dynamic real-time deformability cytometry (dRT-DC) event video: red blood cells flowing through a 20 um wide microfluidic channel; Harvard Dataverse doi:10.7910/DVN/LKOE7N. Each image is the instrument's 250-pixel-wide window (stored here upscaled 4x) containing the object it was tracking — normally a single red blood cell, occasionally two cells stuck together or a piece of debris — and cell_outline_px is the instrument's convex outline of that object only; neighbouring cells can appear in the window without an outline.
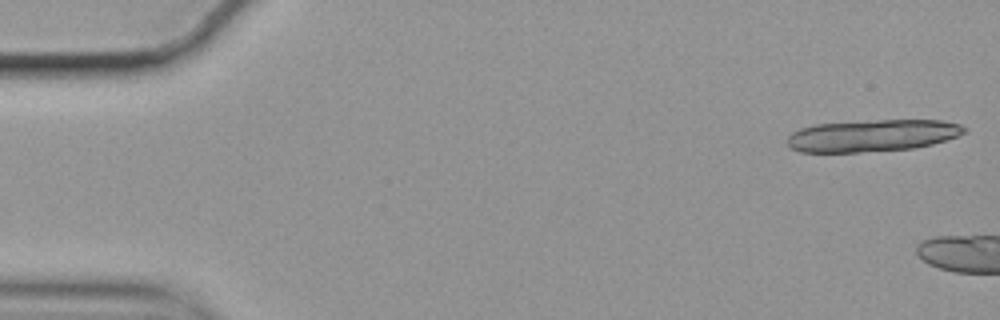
{"species": "common noctule bat (a hibernating species)", "species_latin": "Nyctalus noctula", "temperature_condition": "cold", "stored_images_in_passage": 6, "camera_frame_rate_fps": 3000, "um_per_image_px": 0.085, "animal": {"sex": "female", "body_mass_g": 19.9}, "frame": {"image": 1, "passage_image": 1, "time_ms": 0.0, "image_size_px": [1000, 320], "cell_outline_px": [[968, 132], [932, 144], [916, 148], [860, 152], [800, 152], [792, 148], [788, 144], [788, 136], [792, 132], [800, 128], [816, 124], [880, 120], [940, 120], [960, 124], [968, 128]], "centroid_in_image_um": [74.17, 11.52], "position_along_channel_um": 10.8, "area_um2": 32.95}}